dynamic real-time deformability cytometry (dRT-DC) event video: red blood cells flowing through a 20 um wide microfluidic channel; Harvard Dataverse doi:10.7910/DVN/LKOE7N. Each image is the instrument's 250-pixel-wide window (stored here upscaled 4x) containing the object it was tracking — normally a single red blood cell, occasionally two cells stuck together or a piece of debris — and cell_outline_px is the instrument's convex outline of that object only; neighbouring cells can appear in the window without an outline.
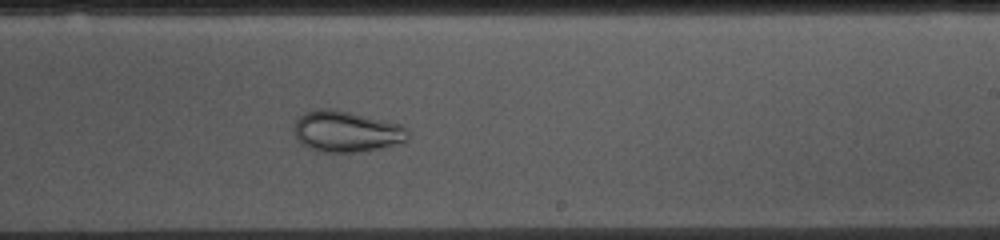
{"species": "common noctule bat (a hibernating species)", "species_latin": "Nyctalus noctula", "temperature_condition": "cold", "stored_images_in_passage": 52, "camera_frame_rate_fps": 3000, "um_per_image_px": 0.085, "animal": {"sex": "female", "body_mass_g": 10.0, "forearm_length_mm": 53.1}, "frame": {"image": 1, "passage_image": 30, "time_ms": 9.667, "image_size_px": [1000, 240], "cell_outline_px": [[408, 140], [404, 144], [352, 152], [324, 152], [308, 148], [300, 144], [296, 136], [296, 120], [304, 112], [320, 108], [328, 108], [348, 112], [384, 120], [400, 124], [408, 128]], "centroid_in_image_um": [29.48, 11.18], "position_along_channel_um": 259.5, "area_um2": 27.17}}
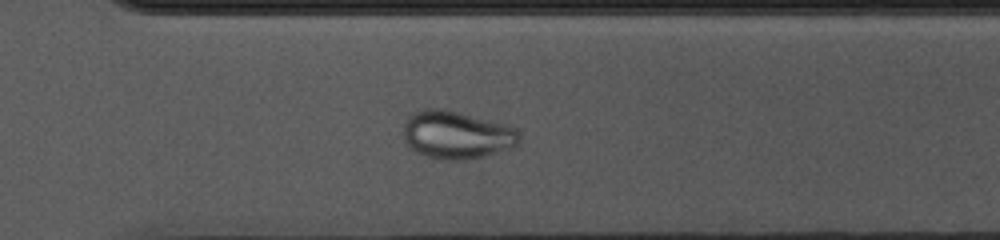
{"frame": {"image": 2, "passage_image": 36, "time_ms": 11.667, "image_size_px": [1000, 240], "cell_outline_px": [[520, 140], [516, 144], [496, 152], [484, 156], [464, 160], [448, 160], [424, 156], [416, 152], [408, 144], [404, 136], [404, 120], [408, 116], [424, 108], [440, 108], [504, 124], [512, 128], [520, 136]], "centroid_in_image_um": [38.75, 11.47], "position_along_channel_um": 331.9, "area_um2": 31.67}}
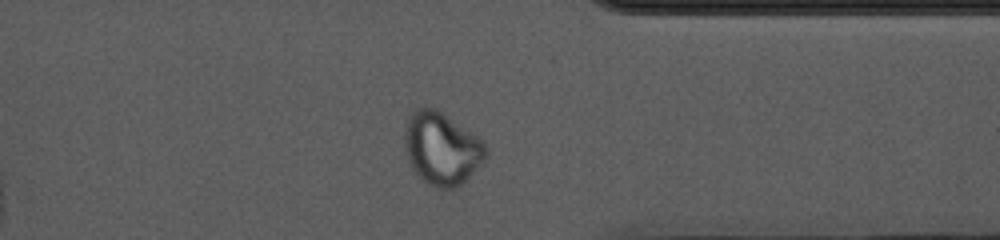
{"frame": {"image": 3, "passage_image": 40, "time_ms": 13.0, "image_size_px": [1000, 240], "cell_outline_px": [[488, 156], [456, 188], [436, 188], [428, 184], [412, 168], [408, 160], [404, 148], [404, 128], [412, 112], [416, 108], [436, 108], [480, 136], [488, 148]], "centroid_in_image_um": [37.56, 12.59], "position_along_channel_um": 373.8, "area_um2": 34.51}}